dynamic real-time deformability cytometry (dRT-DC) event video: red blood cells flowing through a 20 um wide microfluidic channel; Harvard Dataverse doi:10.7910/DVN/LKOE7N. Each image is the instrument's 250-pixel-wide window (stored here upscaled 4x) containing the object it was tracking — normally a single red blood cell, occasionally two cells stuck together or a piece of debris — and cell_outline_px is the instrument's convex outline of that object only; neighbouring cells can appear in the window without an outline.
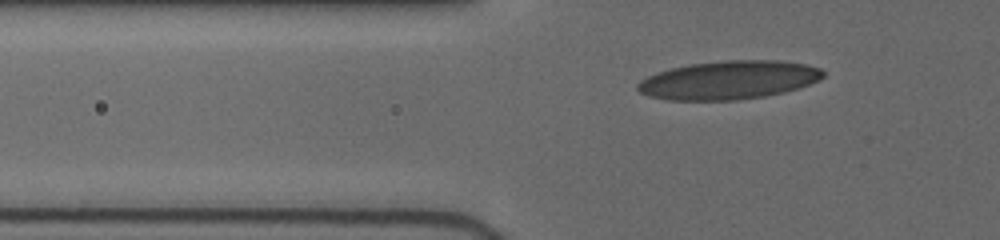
{"species": "human", "species_latin": "Homo sapiens", "temperature_condition": "cold", "stored_images_in_passage": 44, "camera_frame_rate_fps": 3000, "um_per_image_px": 0.085, "donor": {"sex": "female"}, "frame": {"image": 1, "passage_image": 5, "time_ms": 1.333, "image_size_px": [1000, 240], "cell_outline_px": [[824, 76], [808, 84], [784, 92], [764, 96], [736, 100], [668, 100], [648, 96], [640, 92], [636, 88], [636, 84], [640, 80], [648, 76], [672, 68], [688, 64], [724, 60], [780, 60], [804, 64], [820, 68], [824, 72]], "centroid_in_image_um": [61.91, 6.8], "position_along_channel_um": 63.9, "area_um2": 41.44}}
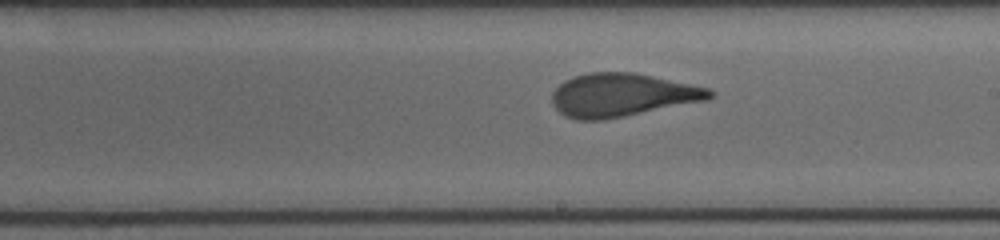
{"frame": {"image": 2, "passage_image": 18, "time_ms": 6.0, "image_size_px": [1000, 240], "cell_outline_px": [[716, 96], [708, 100], [624, 116], [600, 120], [576, 120], [564, 116], [552, 104], [552, 92], [564, 80], [572, 76], [588, 72], [636, 72], [708, 88], [716, 92]], "centroid_in_image_um": [52.88, 8.07], "position_along_channel_um": 236.1, "area_um2": 39.94}}
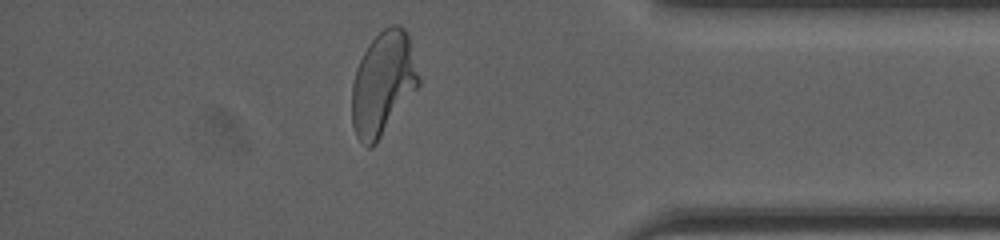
{"frame": {"image": 3, "passage_image": 35, "time_ms": 10.667, "image_size_px": [1000, 240], "cell_outline_px": [[420, 84], [376, 144], [372, 148], [368, 148], [356, 136], [352, 124], [352, 84], [356, 68], [368, 44], [384, 28], [392, 24], [400, 24], [408, 32], [420, 80]], "centroid_in_image_um": [32.55, 7.09], "position_along_channel_um": 402.6, "area_um2": 40.23}, "authors_computed_cell_mechanics": {"area_um2": 39.9398, "velocity_mm_per_s": 3.9609, "shape_relaxation_time_tau1_ms": 4.8148, "shape_relaxation_time_tau2_ms": 0.7473, "deformation_change_tau1": 0.1977, "deformation_change_tau2": 0.0769}}